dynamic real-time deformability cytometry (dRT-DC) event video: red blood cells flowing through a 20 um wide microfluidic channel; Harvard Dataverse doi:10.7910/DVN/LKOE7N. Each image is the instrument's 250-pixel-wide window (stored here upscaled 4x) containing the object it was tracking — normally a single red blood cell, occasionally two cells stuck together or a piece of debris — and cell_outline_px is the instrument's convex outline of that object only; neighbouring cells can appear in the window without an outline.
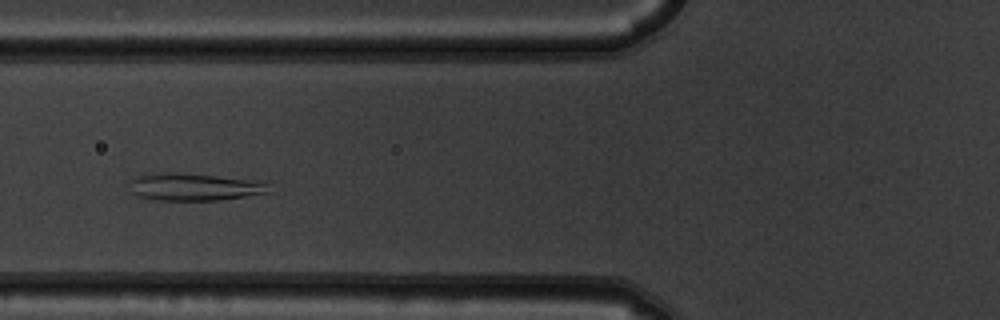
{"species": "common noctule bat (a hibernating species)", "species_latin": "Nyctalus noctula", "temperature_condition": "warm", "stored_images_in_passage": 7, "camera_frame_rate_fps": 3000, "um_per_image_px": 0.085, "animal": {"sex": "male", "body_mass_g": 19.5, "forearm_length_mm": 54.6}, "frame": {"image": 1, "passage_image": 5, "time_ms": 1.333, "image_size_px": [1000, 320], "cell_outline_px": [[272, 192], [220, 200], [156, 200], [136, 196], [132, 192], [128, 180], [136, 176], [152, 172], [172, 172], [264, 180]], "centroid_in_image_um": [16.5, 15.87], "position_along_channel_um": 109.3, "area_um2": 22.72}}